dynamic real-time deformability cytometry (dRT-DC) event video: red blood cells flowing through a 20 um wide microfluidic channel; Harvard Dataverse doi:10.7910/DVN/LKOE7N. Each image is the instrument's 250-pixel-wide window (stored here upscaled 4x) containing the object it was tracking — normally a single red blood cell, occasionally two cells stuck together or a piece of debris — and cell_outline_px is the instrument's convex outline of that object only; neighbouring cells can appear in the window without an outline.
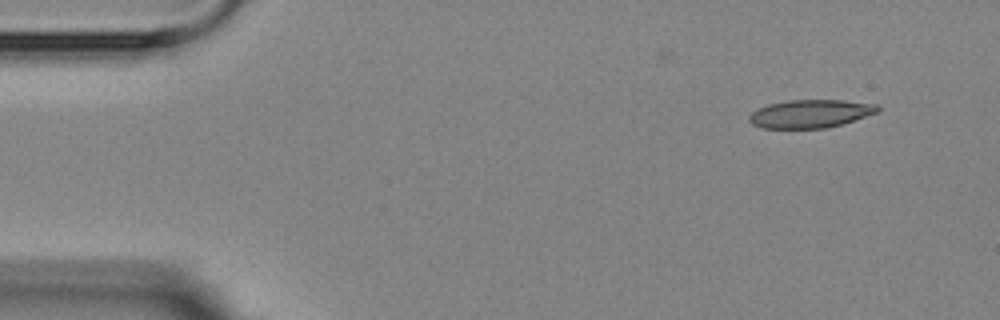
{"species": "Egyptian fruit bat (a non-hibernating species)", "species_latin": "Rousettus aegyptiacus", "temperature_condition": "room temperature", "stored_images_in_passage": 7, "camera_frame_rate_fps": 3000, "um_per_image_px": 0.085, "animal": {"sex": "female"}, "frame": {"image": 1, "passage_image": 1, "time_ms": 0.0, "image_size_px": [1000, 320], "cell_outline_px": [[880, 112], [844, 124], [824, 128], [760, 128], [752, 124], [748, 120], [748, 116], [752, 112], [768, 104], [788, 100], [844, 100], [876, 104], [880, 108]], "centroid_in_image_um": [68.91, 9.67], "position_along_channel_um": 16.1, "area_um2": 21.27}}
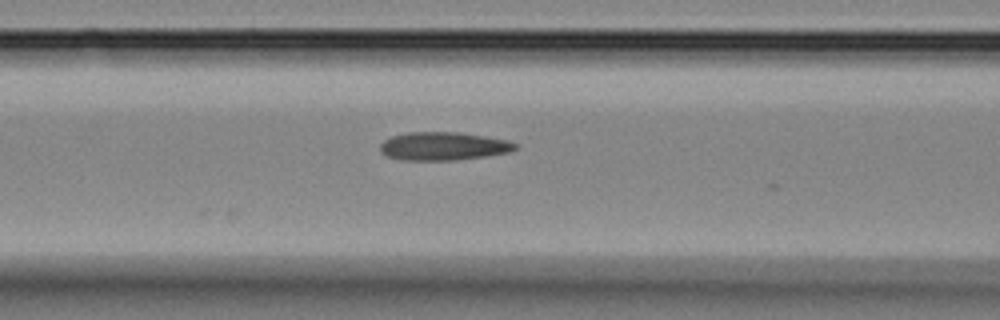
{"frame": {"image": 2, "passage_image": 6, "time_ms": 5.667, "image_size_px": [1000, 320], "cell_outline_px": [[516, 148], [508, 152], [484, 156], [452, 160], [400, 160], [384, 156], [380, 152], [380, 144], [384, 140], [392, 136], [408, 132], [460, 132], [508, 140], [516, 144]], "centroid_in_image_um": [37.61, 12.42], "position_along_channel_um": 129.0, "area_um2": 22.2}}